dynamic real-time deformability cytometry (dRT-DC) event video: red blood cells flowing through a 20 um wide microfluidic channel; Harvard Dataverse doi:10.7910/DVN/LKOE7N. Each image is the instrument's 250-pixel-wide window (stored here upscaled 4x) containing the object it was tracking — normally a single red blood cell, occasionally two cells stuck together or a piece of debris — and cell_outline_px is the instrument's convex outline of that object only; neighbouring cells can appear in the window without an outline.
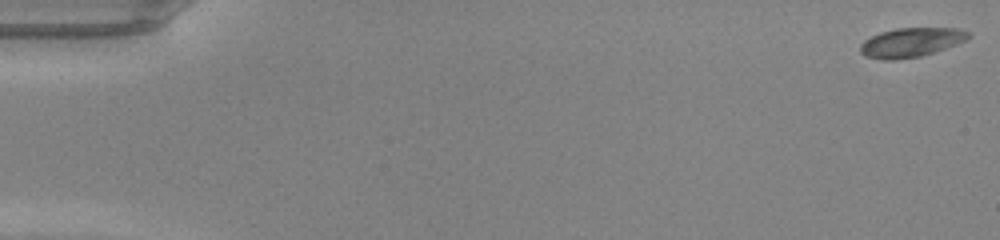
{"species": "common noctule bat (a hibernating species)", "species_latin": "Nyctalus noctula", "temperature_condition": "warm", "stored_images_in_passage": 49, "camera_frame_rate_fps": 3000, "um_per_image_px": 0.085, "animal": {"sex": "male", "body_mass_g": 20.0, "forearm_length_mm": 53.3}, "frame": {"image": 1, "passage_image": 1, "time_ms": 0.0, "image_size_px": [1000, 240], "cell_outline_px": [[972, 36], [956, 44], [920, 56], [896, 60], [884, 60], [864, 56], [860, 52], [860, 44], [864, 40], [880, 32], [896, 28], [960, 28], [968, 32]], "centroid_in_image_um": [77.4, 3.6], "position_along_channel_um": 7.6, "area_um2": 18.32}}
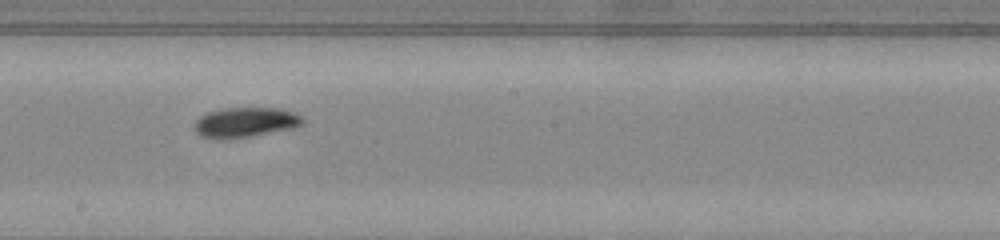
{"frame": {"image": 2, "passage_image": 28, "time_ms": 9.0, "image_size_px": [1000, 240], "cell_outline_px": [[304, 124], [296, 128], [228, 140], [216, 140], [200, 136], [192, 128], [192, 124], [200, 116], [208, 112], [224, 108], [280, 108], [292, 112], [300, 116], [304, 120]], "centroid_in_image_um": [20.81, 10.42], "position_along_channel_um": 227.4, "area_um2": 19.36}}
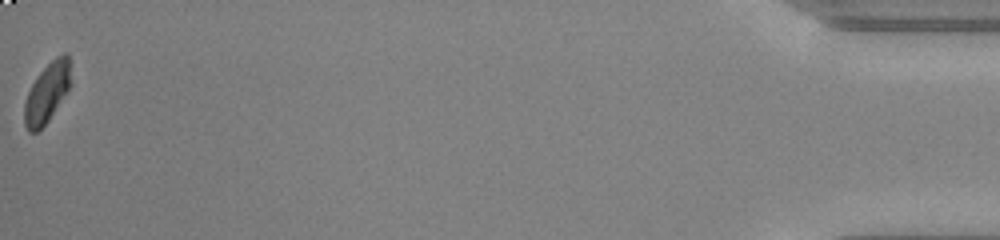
{"frame": {"image": 3, "passage_image": 49, "time_ms": 16.0, "image_size_px": [1000, 240], "cell_outline_px": [[68, 88], [48, 120], [36, 132], [28, 132], [24, 124], [24, 104], [28, 92], [36, 76], [56, 56], [64, 52], [68, 52]], "centroid_in_image_um": [3.93, 7.89], "position_along_channel_um": 431.3, "area_um2": 15.43}, "authors_computed_cell_mechanics": {"area_um2": 17.9758, "velocity_mm_per_s": 4.2668, "shape_relaxation_time_tau1_ms": 2.751, "shape_relaxation_time_tau2_ms": null, "deformation_change_tau1": 0.1366, "deformation_change_tau2": null}}